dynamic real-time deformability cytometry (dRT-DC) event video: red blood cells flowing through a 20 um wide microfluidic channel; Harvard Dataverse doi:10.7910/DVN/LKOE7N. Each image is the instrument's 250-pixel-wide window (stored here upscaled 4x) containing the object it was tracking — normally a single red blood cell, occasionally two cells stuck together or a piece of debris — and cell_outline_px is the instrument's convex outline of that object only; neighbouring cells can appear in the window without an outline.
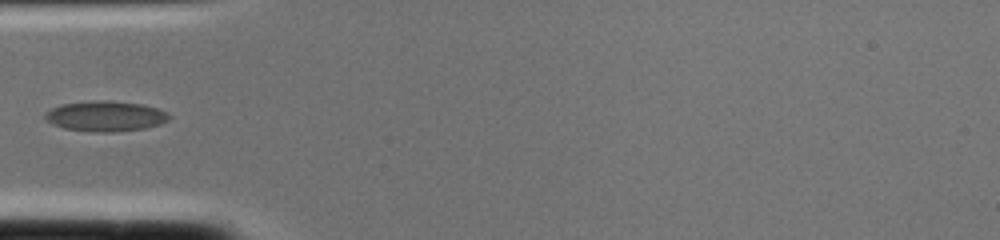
{"species": "common noctule bat (a hibernating species)", "species_latin": "Nyctalus noctula", "temperature_condition": "cold", "stored_images_in_passage": 2, "camera_frame_rate_fps": 3000, "um_per_image_px": 0.085, "animal": {"sex": "female", "body_mass_g": 22.0, "forearm_length_mm": 56.7}, "frame": {"image": 1, "passage_image": 2, "time_ms": 0.333, "image_size_px": [1000, 240], "cell_outline_px": [[172, 116], [168, 120], [160, 124], [144, 128], [116, 132], [92, 132], [64, 128], [52, 124], [44, 120], [44, 112], [48, 108], [60, 104], [92, 100], [108, 100], [144, 104], [168, 112]], "centroid_in_image_um": [8.92, 9.86], "position_along_channel_um": 76.1, "area_um2": 22.43}}